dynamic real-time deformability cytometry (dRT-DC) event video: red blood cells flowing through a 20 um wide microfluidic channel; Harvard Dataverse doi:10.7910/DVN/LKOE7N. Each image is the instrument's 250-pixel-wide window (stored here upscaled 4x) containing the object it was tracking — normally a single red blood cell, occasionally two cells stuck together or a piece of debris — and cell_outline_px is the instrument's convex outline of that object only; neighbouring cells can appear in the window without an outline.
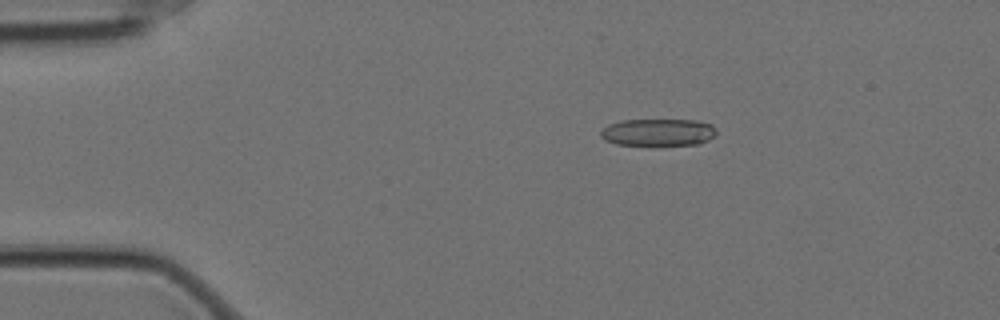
{"species": "Egyptian fruit bat (a non-hibernating species)", "species_latin": "Rousettus aegyptiacus", "temperature_condition": "cold", "stored_images_in_passage": 29, "camera_frame_rate_fps": 3000, "um_per_image_px": 0.085, "animal": {"sex": "female"}, "frame": {"image": 1, "passage_image": 11, "time_ms": 3.333, "image_size_px": [1000, 320], "cell_outline_px": [[716, 136], [700, 144], [616, 144], [604, 140], [600, 136], [600, 132], [608, 124], [620, 120], [696, 120], [712, 124], [716, 128]], "centroid_in_image_um": [55.96, 11.23], "position_along_channel_um": 29.0, "area_um2": 18.26}}
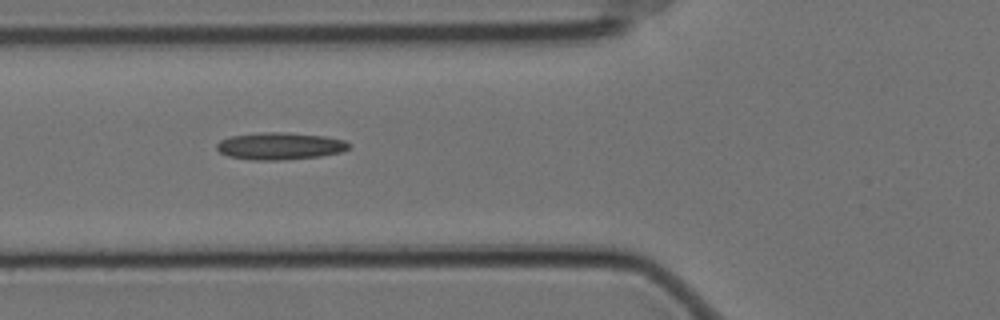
{"frame": {"image": 2, "passage_image": 22, "time_ms": 7.0, "image_size_px": [1000, 320], "cell_outline_px": [[348, 148], [340, 152], [320, 156], [280, 160], [252, 160], [228, 156], [220, 152], [216, 148], [216, 144], [220, 140], [232, 136], [260, 132], [288, 132], [324, 136], [344, 140], [348, 144]], "centroid_in_image_um": [23.75, 12.41], "position_along_channel_um": 102.0, "area_um2": 20.81}}
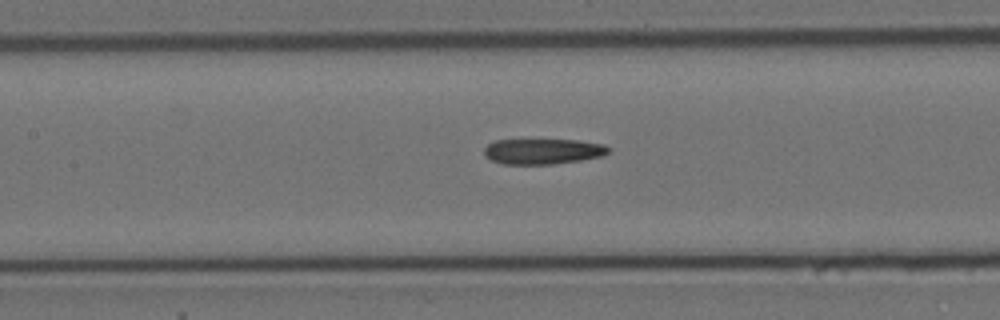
{"frame": {"image": 3, "passage_image": 27, "time_ms": 8.667, "image_size_px": [1000, 320], "cell_outline_px": [[608, 152], [600, 156], [580, 160], [552, 164], [504, 164], [492, 160], [484, 156], [484, 148], [488, 144], [496, 140], [580, 140], [604, 144], [608, 148]], "centroid_in_image_um": [46.11, 12.86], "position_along_channel_um": 161.3, "area_um2": 18.32}}